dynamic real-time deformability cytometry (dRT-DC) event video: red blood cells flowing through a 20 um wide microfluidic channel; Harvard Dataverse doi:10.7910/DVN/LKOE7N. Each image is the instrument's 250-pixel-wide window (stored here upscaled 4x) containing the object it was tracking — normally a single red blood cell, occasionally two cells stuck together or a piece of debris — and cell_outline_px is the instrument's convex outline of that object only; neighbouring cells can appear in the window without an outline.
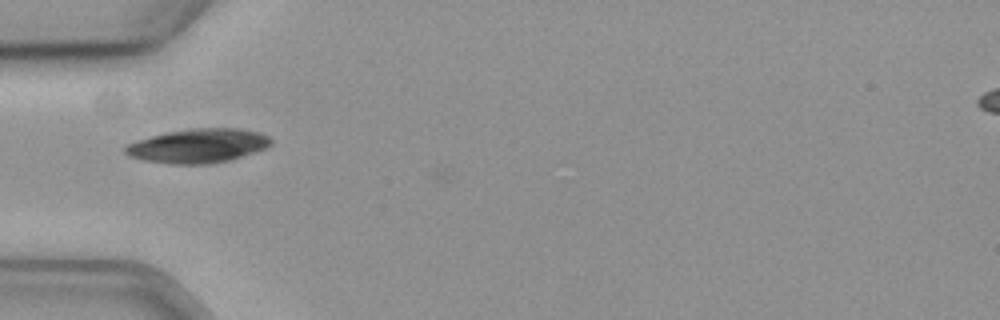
{"species": "common noctule bat (a hibernating species)", "species_latin": "Nyctalus noctula", "temperature_condition": "cold", "stored_images_in_passage": 12, "camera_frame_rate_fps": 3000, "um_per_image_px": 0.085, "animal": {"sex": "female", "body_mass_g": 19.3, "forearm_length_mm": 54.1}, "frame": {"image": 1, "passage_image": 11, "time_ms": 3.333, "image_size_px": [1000, 320], "cell_outline_px": [[272, 144], [264, 148], [228, 160], [208, 164], [172, 164], [144, 160], [128, 156], [124, 152], [124, 148], [128, 144], [152, 136], [168, 132], [188, 128], [240, 128], [260, 132], [268, 136], [272, 140]], "centroid_in_image_um": [16.84, 12.38], "position_along_channel_um": 68.2, "area_um2": 28.67}}